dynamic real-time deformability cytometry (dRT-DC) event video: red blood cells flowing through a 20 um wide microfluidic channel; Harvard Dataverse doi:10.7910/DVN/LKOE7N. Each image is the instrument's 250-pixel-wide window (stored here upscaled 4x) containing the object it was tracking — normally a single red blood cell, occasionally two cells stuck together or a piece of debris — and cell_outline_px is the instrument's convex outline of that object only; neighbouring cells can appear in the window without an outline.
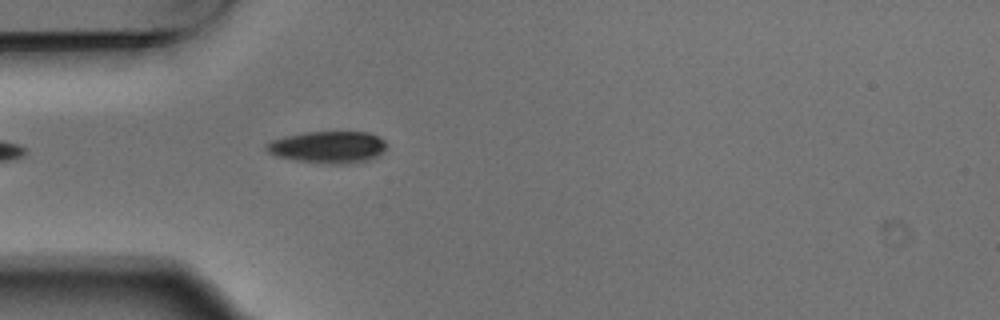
{"species": "Egyptian fruit bat (a non-hibernating species)", "species_latin": "Rousettus aegyptiacus", "temperature_condition": "warm", "stored_images_in_passage": 1, "camera_frame_rate_fps": 3000, "um_per_image_px": 0.085, "animal": {"sex": "male"}, "frame": {"image": 1, "passage_image": 1, "time_ms": 0.0, "image_size_px": [1000, 320], "cell_outline_px": [[388, 148], [380, 156], [368, 160], [352, 164], [328, 164], [296, 160], [276, 156], [268, 152], [264, 148], [264, 144], [272, 140], [284, 136], [304, 132], [368, 132], [380, 136], [388, 144]], "centroid_in_image_um": [27.93, 12.51], "position_along_channel_um": 57.1, "area_um2": 22.89}}